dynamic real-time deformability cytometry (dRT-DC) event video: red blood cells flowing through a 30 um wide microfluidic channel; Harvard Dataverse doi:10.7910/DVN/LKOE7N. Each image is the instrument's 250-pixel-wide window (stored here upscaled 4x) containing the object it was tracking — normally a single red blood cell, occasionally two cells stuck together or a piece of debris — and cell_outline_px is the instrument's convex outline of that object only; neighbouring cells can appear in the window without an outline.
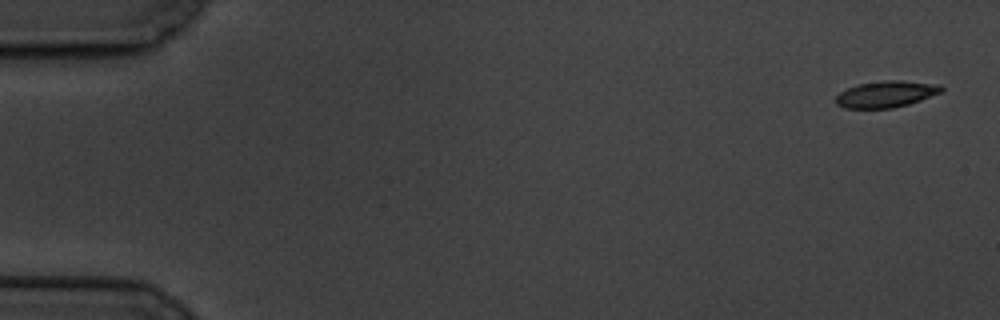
{"species": "common noctule bat (a hibernating species)", "species_latin": "Nyctalus noctula", "temperature_condition": "cold", "stored_images_in_passage": 6, "segment_of_instrument_passage": [1, 2], "camera_frame_rate_fps": 3000, "um_per_image_px": 0.085, "animal": {"sex": "male", "body_mass_g": 19.5, "forearm_length_mm": 54.6}, "frame": {"image": 1, "passage_image": 1, "time_ms": 0.0, "image_size_px": [1000, 320], "cell_outline_px": [[944, 92], [908, 104], [892, 108], [844, 108], [836, 104], [836, 96], [840, 92], [856, 84], [884, 80], [900, 80], [940, 84], [944, 88]], "centroid_in_image_um": [75.34, 7.99], "position_along_channel_um": 9.7, "area_um2": 16.42}}